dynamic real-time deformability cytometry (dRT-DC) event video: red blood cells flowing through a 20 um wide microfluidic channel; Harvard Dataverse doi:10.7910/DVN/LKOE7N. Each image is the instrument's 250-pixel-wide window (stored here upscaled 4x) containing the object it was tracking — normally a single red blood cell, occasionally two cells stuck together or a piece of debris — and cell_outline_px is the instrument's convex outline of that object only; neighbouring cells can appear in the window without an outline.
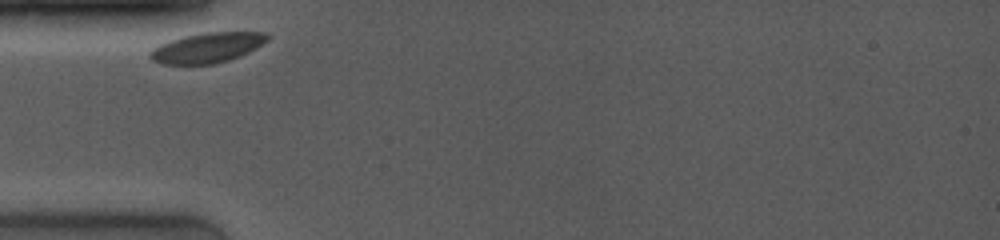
{"species": "common noctule bat (a hibernating species)", "species_latin": "Nyctalus noctula", "temperature_condition": "room temperature", "stored_images_in_passage": 37, "camera_frame_rate_fps": 4000, "um_per_image_px": 0.085, "animal": {"sex": "female", "body_mass_g": 19.0, "forearm_length_mm": 53.3}, "frame": {"image": 1, "passage_image": 1, "time_ms": 0.0, "image_size_px": [1000, 240], "cell_outline_px": [[268, 40], [256, 48], [240, 56], [228, 60], [212, 64], [160, 64], [152, 60], [148, 56], [148, 52], [152, 48], [160, 44], [184, 36], [204, 32], [268, 32]], "centroid_in_image_um": [17.59, 4.05], "position_along_channel_um": 67.4, "area_um2": 20.58}}
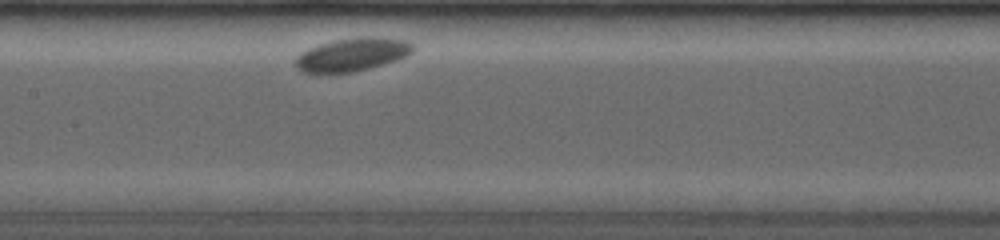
{"frame": {"image": 2, "passage_image": 17, "time_ms": 3.25, "image_size_px": [1000, 240], "cell_outline_px": [[412, 52], [408, 56], [384, 64], [352, 72], [304, 72], [296, 68], [292, 64], [292, 60], [300, 52], [308, 48], [320, 44], [336, 40], [404, 40], [412, 44]], "centroid_in_image_um": [29.81, 4.7], "position_along_channel_um": 177.6, "area_um2": 21.56}}
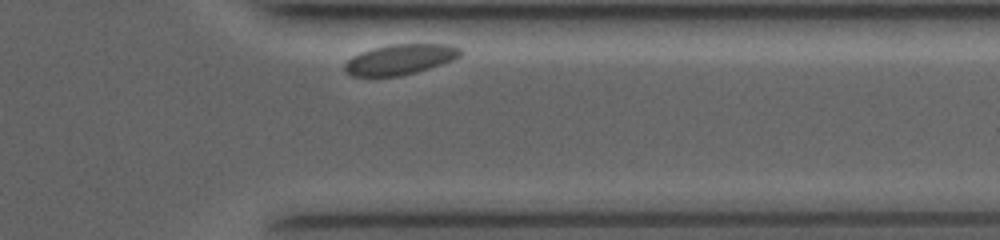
{"frame": {"image": 3, "passage_image": 34, "time_ms": 9.0, "image_size_px": [1000, 240], "cell_outline_px": [[464, 52], [456, 60], [416, 72], [400, 76], [352, 76], [344, 72], [344, 64], [352, 56], [360, 52], [372, 48], [392, 44], [448, 44], [460, 48]], "centroid_in_image_um": [34.03, 5.05], "position_along_channel_um": 377.4, "area_um2": 20.69}}